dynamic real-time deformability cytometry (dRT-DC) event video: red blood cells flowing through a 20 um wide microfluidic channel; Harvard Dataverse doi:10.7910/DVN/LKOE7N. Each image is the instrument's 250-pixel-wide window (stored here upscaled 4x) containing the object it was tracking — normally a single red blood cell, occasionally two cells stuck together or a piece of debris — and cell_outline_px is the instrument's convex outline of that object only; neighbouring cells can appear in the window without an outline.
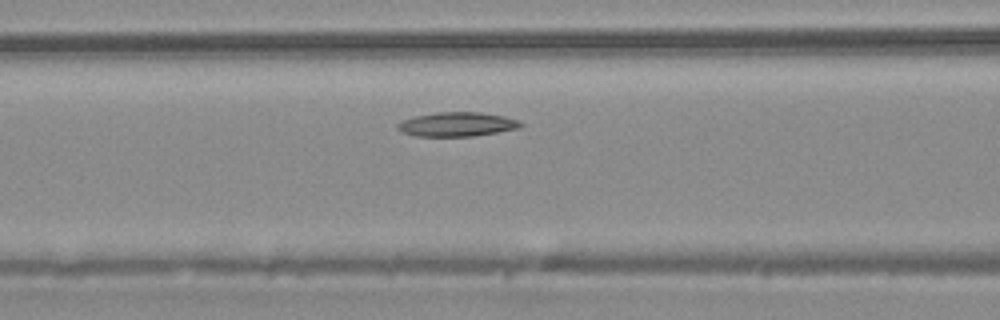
{"species": "common noctule bat (a hibernating species)", "species_latin": "Nyctalus noctula", "temperature_condition": "warm", "stored_images_in_passage": 38, "camera_frame_rate_fps": 3000, "um_per_image_px": 0.085, "animal": {"sex": "male", "body_mass_g": 20.4}, "frame": {"image": 1, "passage_image": 11, "time_ms": 3.333, "image_size_px": [1000, 320], "cell_outline_px": [[524, 124], [520, 128], [472, 136], [416, 136], [404, 132], [396, 128], [396, 124], [404, 120], [416, 116], [436, 112], [480, 112], [504, 116], [520, 120]], "centroid_in_image_um": [38.88, 10.56], "position_along_channel_um": 127.7, "area_um2": 17.28}}
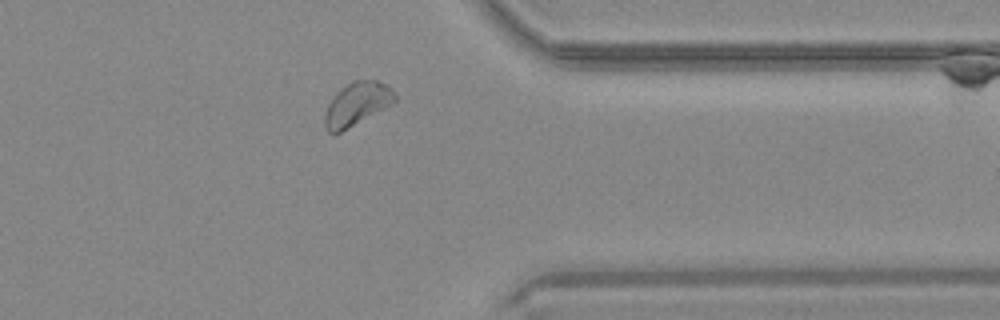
{"frame": {"image": 2, "passage_image": 29, "time_ms": 9.333, "image_size_px": [1000, 320], "cell_outline_px": [[396, 100], [392, 104], [340, 132], [328, 132], [324, 128], [324, 116], [328, 104], [336, 92], [340, 88], [352, 80], [376, 80], [392, 88], [396, 96]], "centroid_in_image_um": [30.32, 8.82], "position_along_channel_um": 381.1, "area_um2": 17.51}}
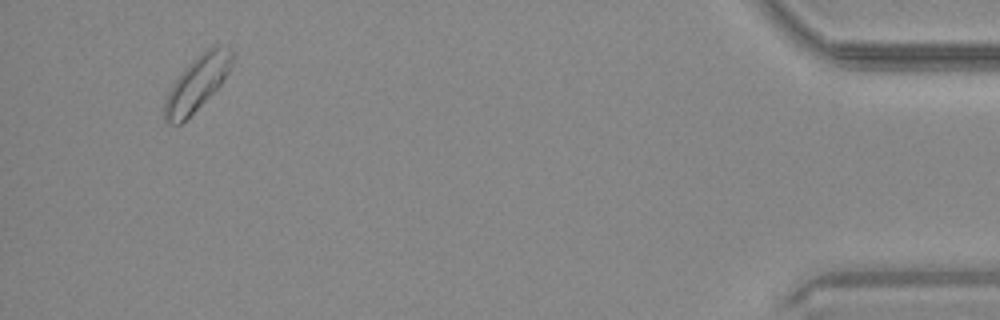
{"frame": {"image": 3, "passage_image": 36, "time_ms": 11.667, "image_size_px": [1000, 320], "cell_outline_px": [[232, 64], [228, 72], [220, 84], [180, 124], [168, 124], [164, 120], [164, 100], [172, 84], [184, 68], [192, 60], [208, 48], [228, 44], [232, 48]], "centroid_in_image_um": [16.73, 7.05], "position_along_channel_um": 418.5, "area_um2": 20.98}}